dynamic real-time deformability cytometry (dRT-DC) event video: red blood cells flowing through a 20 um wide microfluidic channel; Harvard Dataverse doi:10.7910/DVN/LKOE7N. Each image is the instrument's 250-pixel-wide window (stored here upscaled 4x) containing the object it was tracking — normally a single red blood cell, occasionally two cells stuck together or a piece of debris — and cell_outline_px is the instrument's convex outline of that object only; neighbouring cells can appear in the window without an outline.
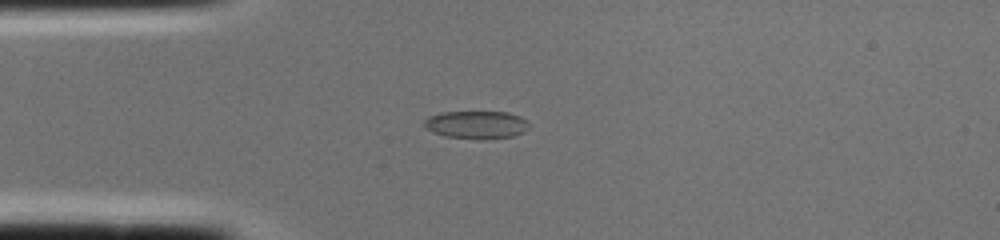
{"species": "common noctule bat (a hibernating species)", "species_latin": "Nyctalus noctula", "temperature_condition": "cold", "stored_images_in_passage": 1, "camera_frame_rate_fps": 3000, "um_per_image_px": 0.085, "animal": {"sex": "female", "body_mass_g": 22.0, "forearm_length_mm": 56.7}, "frame": {"image": 1, "passage_image": 1, "time_ms": 0.0, "image_size_px": [1000, 240], "cell_outline_px": [[528, 128], [524, 132], [512, 136], [480, 140], [444, 136], [432, 132], [424, 128], [424, 120], [428, 116], [440, 112], [508, 112], [520, 116], [528, 120]], "centroid_in_image_um": [40.47, 10.6], "position_along_channel_um": 44.5, "area_um2": 17.28}}